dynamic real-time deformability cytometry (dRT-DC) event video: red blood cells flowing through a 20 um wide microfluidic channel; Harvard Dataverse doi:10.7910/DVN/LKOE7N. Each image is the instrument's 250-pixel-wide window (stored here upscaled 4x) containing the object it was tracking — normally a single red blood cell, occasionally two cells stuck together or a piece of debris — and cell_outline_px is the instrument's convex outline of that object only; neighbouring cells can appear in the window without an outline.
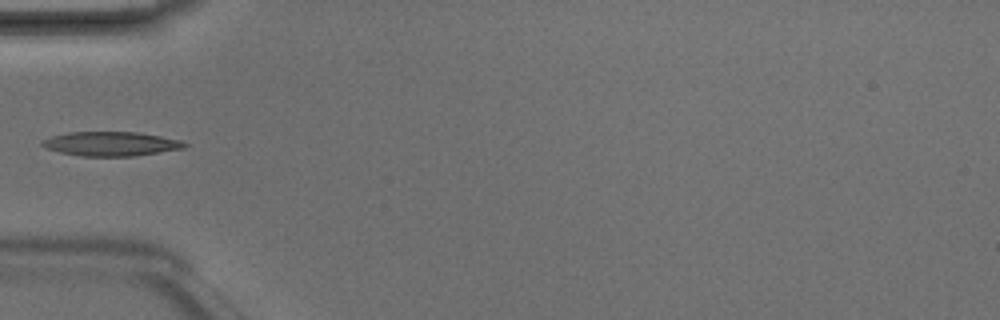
{"species": "Egyptian fruit bat (a non-hibernating species)", "species_latin": "Rousettus aegyptiacus", "temperature_condition": "room temperature", "stored_images_in_passage": 5, "camera_frame_rate_fps": 3000, "um_per_image_px": 0.085, "animal": {"sex": "male"}, "frame": {"image": 1, "passage_image": 5, "time_ms": 1.333, "image_size_px": [1000, 320], "cell_outline_px": [[188, 144], [184, 148], [136, 156], [80, 156], [60, 152], [44, 148], [40, 144], [44, 140], [52, 136], [68, 132], [136, 132], [160, 136], [180, 140]], "centroid_in_image_um": [9.42, 12.23], "position_along_channel_um": 75.6, "area_um2": 20.06}}